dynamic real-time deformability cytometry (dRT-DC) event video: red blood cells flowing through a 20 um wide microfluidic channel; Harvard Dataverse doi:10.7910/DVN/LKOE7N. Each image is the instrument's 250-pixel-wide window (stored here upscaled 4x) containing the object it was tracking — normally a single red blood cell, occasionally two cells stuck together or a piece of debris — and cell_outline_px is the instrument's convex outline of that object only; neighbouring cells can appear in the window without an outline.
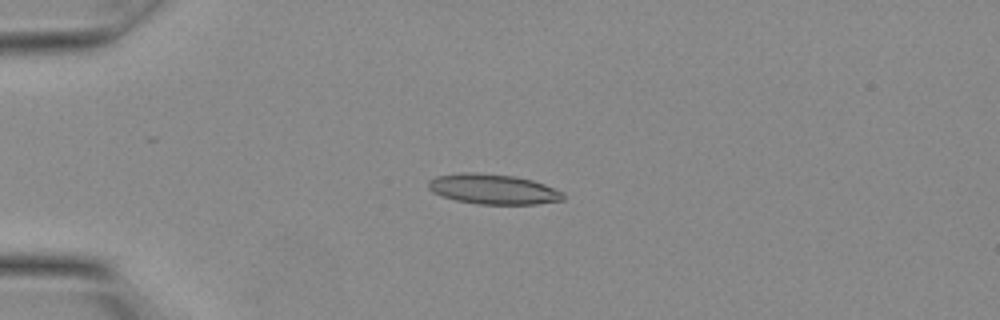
{"species": "Egyptian fruit bat (a non-hibernating species)", "species_latin": "Rousettus aegyptiacus", "temperature_condition": "warm", "stored_images_in_passage": 10, "camera_frame_rate_fps": 3000, "um_per_image_px": 0.085, "animal": {"sex": "female"}, "frame": {"image": 1, "passage_image": 3, "time_ms": 0.667, "image_size_px": [1000, 320], "cell_outline_px": [[564, 200], [536, 204], [476, 204], [456, 200], [440, 196], [432, 192], [428, 188], [428, 180], [436, 176], [464, 172], [472, 172], [512, 176], [532, 180], [544, 184], [564, 192]], "centroid_in_image_um": [41.9, 16.08], "position_along_channel_um": 43.1, "area_um2": 23.7}}
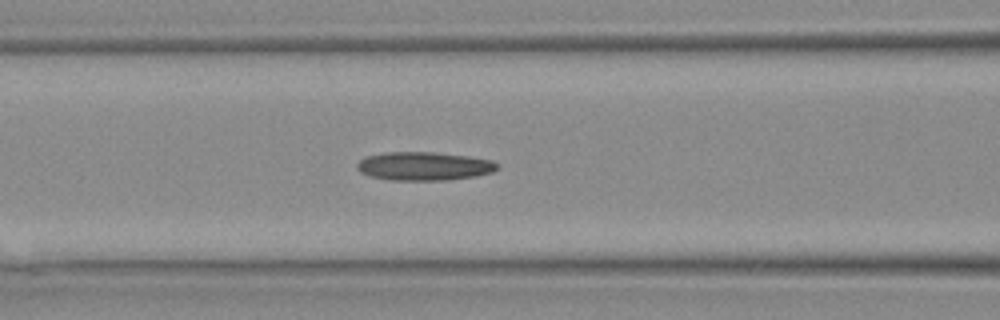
{"frame": {"image": 2, "passage_image": 8, "time_ms": 2.333, "image_size_px": [1000, 320], "cell_outline_px": [[500, 168], [492, 172], [472, 176], [448, 180], [392, 180], [372, 176], [360, 172], [356, 168], [356, 164], [364, 156], [388, 152], [432, 152], [468, 156], [492, 160], [500, 164]], "centroid_in_image_um": [36.05, 14.11], "position_along_channel_um": 130.6, "area_um2": 23.29}}
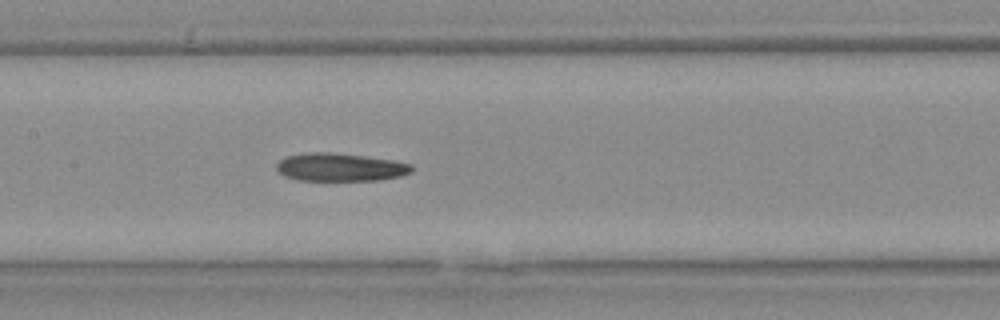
{"frame": {"image": 3, "passage_image": 10, "time_ms": 3.0, "image_size_px": [1000, 320], "cell_outline_px": [[412, 172], [400, 176], [380, 180], [300, 180], [284, 176], [276, 168], [276, 164], [280, 160], [288, 156], [312, 152], [328, 152], [364, 156], [396, 160], [412, 164]], "centroid_in_image_um": [28.95, 14.21], "position_along_channel_um": 178.4, "area_um2": 21.96}}